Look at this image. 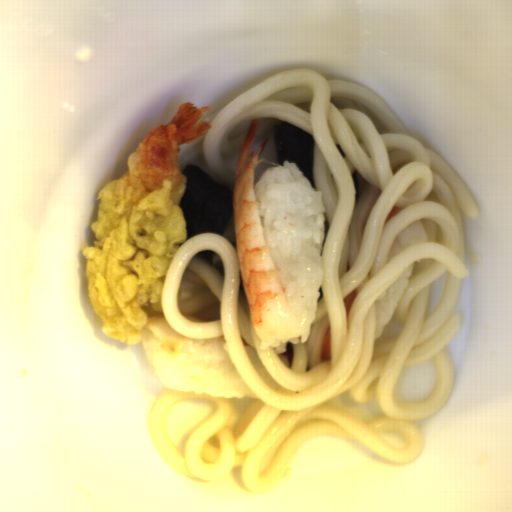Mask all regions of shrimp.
Returning a JSON list of instances; mask_svg holds the SVG:
<instances>
[{
  "mask_svg": "<svg viewBox=\"0 0 512 512\" xmlns=\"http://www.w3.org/2000/svg\"><path fill=\"white\" fill-rule=\"evenodd\" d=\"M258 134L259 119L252 118L234 167L232 220L249 319L262 340L269 334L287 336L298 322L263 229L254 189V171L269 139L265 138L259 149L250 153Z\"/></svg>",
  "mask_w": 512,
  "mask_h": 512,
  "instance_id": "1",
  "label": "shrimp"
}]
</instances>
